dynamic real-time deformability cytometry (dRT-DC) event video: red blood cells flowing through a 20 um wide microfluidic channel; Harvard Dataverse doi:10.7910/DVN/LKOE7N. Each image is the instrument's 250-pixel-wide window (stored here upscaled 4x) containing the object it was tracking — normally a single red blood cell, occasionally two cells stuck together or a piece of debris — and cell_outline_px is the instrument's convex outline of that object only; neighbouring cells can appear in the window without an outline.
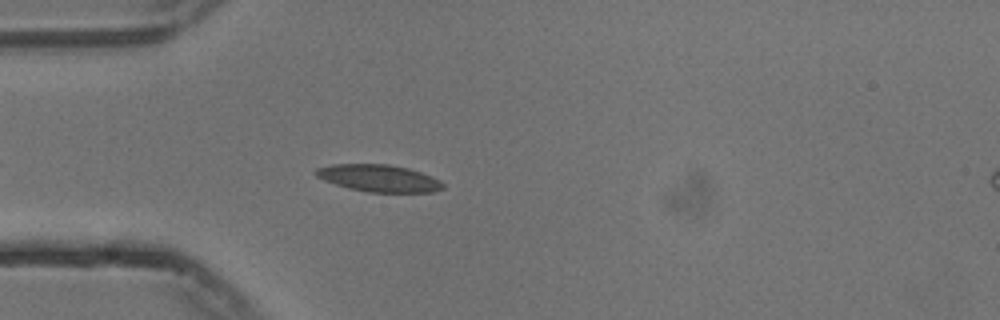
{"species": "common noctule bat (a hibernating species)", "species_latin": "Nyctalus noctula", "temperature_condition": "cold", "stored_images_in_passage": 17, "camera_frame_rate_fps": 3000, "um_per_image_px": 0.085, "animal": {"sex": "male", "body_mass_g": 13.3}, "frame": {"image": 1, "passage_image": 3, "time_ms": 0.667, "image_size_px": [1000, 320], "cell_outline_px": [[444, 188], [432, 192], [368, 192], [348, 188], [324, 180], [316, 176], [312, 172], [316, 168], [332, 164], [388, 164], [408, 168], [432, 176], [440, 180], [444, 184]], "centroid_in_image_um": [32.19, 15.14], "position_along_channel_um": 52.8, "area_um2": 20.11}}
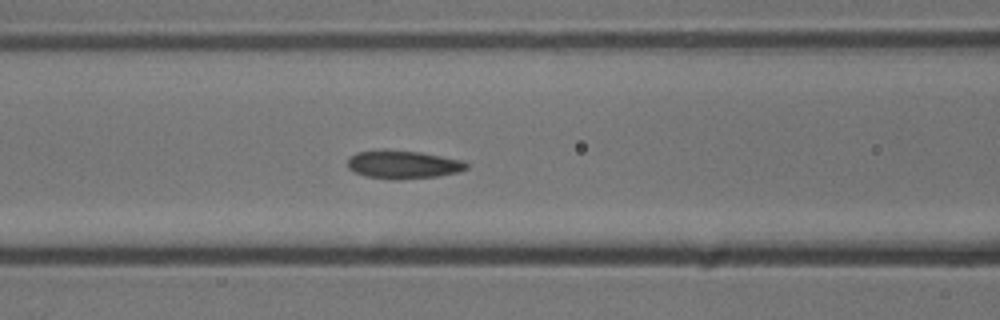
{"frame": {"image": 2, "passage_image": 10, "time_ms": 3.0, "image_size_px": [1000, 320], "cell_outline_px": [[468, 168], [456, 172], [436, 176], [400, 180], [392, 180], [364, 176], [348, 168], [348, 156], [356, 152], [384, 148], [420, 152], [464, 160], [468, 164]], "centroid_in_image_um": [34.22, 13.97], "position_along_channel_um": 132.4, "area_um2": 19.94}}
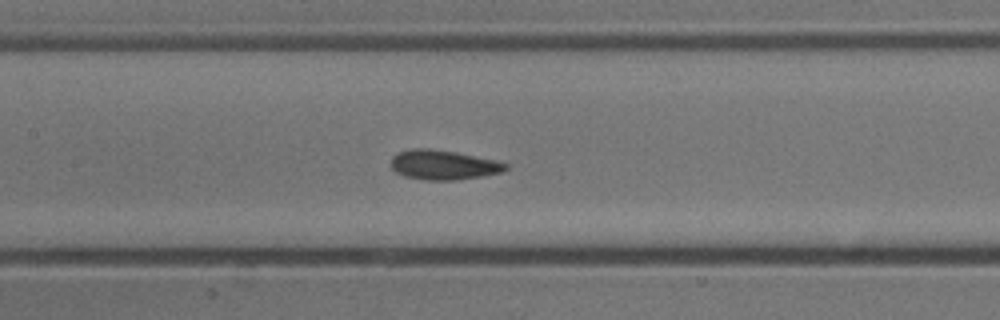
{"frame": {"image": 3, "passage_image": 13, "time_ms": 4.0, "image_size_px": [1000, 320], "cell_outline_px": [[508, 168], [504, 172], [456, 180], [424, 180], [404, 176], [396, 172], [392, 168], [392, 156], [396, 152], [412, 148], [428, 148], [456, 152], [496, 160], [508, 164]], "centroid_in_image_um": [37.68, 14.01], "position_along_channel_um": 169.7, "area_um2": 19.88}}